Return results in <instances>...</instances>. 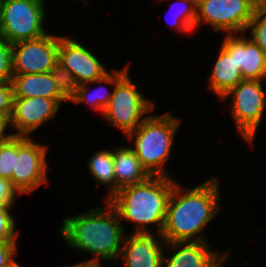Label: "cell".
Returning a JSON list of instances; mask_svg holds the SVG:
<instances>
[{
	"label": "cell",
	"mask_w": 266,
	"mask_h": 267,
	"mask_svg": "<svg viewBox=\"0 0 266 267\" xmlns=\"http://www.w3.org/2000/svg\"><path fill=\"white\" fill-rule=\"evenodd\" d=\"M154 102L146 99L136 89L128 71L114 84L112 97L103 115L114 127L126 135L135 130L145 119V114L155 108ZM144 117V118H142Z\"/></svg>",
	"instance_id": "8992f818"
},
{
	"label": "cell",
	"mask_w": 266,
	"mask_h": 267,
	"mask_svg": "<svg viewBox=\"0 0 266 267\" xmlns=\"http://www.w3.org/2000/svg\"><path fill=\"white\" fill-rule=\"evenodd\" d=\"M68 267H102L100 263L98 262H93V261H83L81 263H78L76 265H71Z\"/></svg>",
	"instance_id": "4dcf8cb0"
},
{
	"label": "cell",
	"mask_w": 266,
	"mask_h": 267,
	"mask_svg": "<svg viewBox=\"0 0 266 267\" xmlns=\"http://www.w3.org/2000/svg\"><path fill=\"white\" fill-rule=\"evenodd\" d=\"M248 29H251V39L266 54V1L255 6Z\"/></svg>",
	"instance_id": "44dd1931"
},
{
	"label": "cell",
	"mask_w": 266,
	"mask_h": 267,
	"mask_svg": "<svg viewBox=\"0 0 266 267\" xmlns=\"http://www.w3.org/2000/svg\"><path fill=\"white\" fill-rule=\"evenodd\" d=\"M48 147L35 143L28 136H17V155L12 170V186L18 194H27L47 183Z\"/></svg>",
	"instance_id": "30bf717a"
},
{
	"label": "cell",
	"mask_w": 266,
	"mask_h": 267,
	"mask_svg": "<svg viewBox=\"0 0 266 267\" xmlns=\"http://www.w3.org/2000/svg\"><path fill=\"white\" fill-rule=\"evenodd\" d=\"M178 3L181 7H177H180L181 9H179V12L176 14L177 16H175L176 18L172 21L175 24H172V26L174 25L178 28L177 31L181 30L182 32H191L195 29L197 0H179L174 2L171 7L176 4L179 5Z\"/></svg>",
	"instance_id": "7402d4cb"
},
{
	"label": "cell",
	"mask_w": 266,
	"mask_h": 267,
	"mask_svg": "<svg viewBox=\"0 0 266 267\" xmlns=\"http://www.w3.org/2000/svg\"><path fill=\"white\" fill-rule=\"evenodd\" d=\"M175 183L171 177L150 176L141 183L120 188L107 201L119 220L137 223L134 233H152L147 225L157 224L156 231L160 235Z\"/></svg>",
	"instance_id": "3957f363"
},
{
	"label": "cell",
	"mask_w": 266,
	"mask_h": 267,
	"mask_svg": "<svg viewBox=\"0 0 266 267\" xmlns=\"http://www.w3.org/2000/svg\"><path fill=\"white\" fill-rule=\"evenodd\" d=\"M14 98L46 97L54 99L59 105L67 101L60 93L50 72L14 74L12 79Z\"/></svg>",
	"instance_id": "e0dca14e"
},
{
	"label": "cell",
	"mask_w": 266,
	"mask_h": 267,
	"mask_svg": "<svg viewBox=\"0 0 266 267\" xmlns=\"http://www.w3.org/2000/svg\"><path fill=\"white\" fill-rule=\"evenodd\" d=\"M12 206L0 204V242H17L19 231L15 233V220L9 213Z\"/></svg>",
	"instance_id": "d4e9b609"
},
{
	"label": "cell",
	"mask_w": 266,
	"mask_h": 267,
	"mask_svg": "<svg viewBox=\"0 0 266 267\" xmlns=\"http://www.w3.org/2000/svg\"><path fill=\"white\" fill-rule=\"evenodd\" d=\"M88 84L89 83L78 85L77 96L72 100V103L74 102V103L79 104V103L85 102L86 104L91 105V107L95 111L96 110L101 111L103 114L105 107L108 105V102L112 97V92H111V94H110V92L108 94L105 91V94L103 92V94H104L103 95V94H101L102 90L98 89V91H94V93L92 92V94H89L90 92H88V88H87ZM102 89H103V87H102Z\"/></svg>",
	"instance_id": "603a6c76"
},
{
	"label": "cell",
	"mask_w": 266,
	"mask_h": 267,
	"mask_svg": "<svg viewBox=\"0 0 266 267\" xmlns=\"http://www.w3.org/2000/svg\"><path fill=\"white\" fill-rule=\"evenodd\" d=\"M262 80H242L229 90L221 100L233 95L231 113L237 129L248 143H253L266 107Z\"/></svg>",
	"instance_id": "ba28073f"
},
{
	"label": "cell",
	"mask_w": 266,
	"mask_h": 267,
	"mask_svg": "<svg viewBox=\"0 0 266 267\" xmlns=\"http://www.w3.org/2000/svg\"><path fill=\"white\" fill-rule=\"evenodd\" d=\"M104 202L107 210L95 207L76 217L65 218L60 229L70 246L91 253L93 259L90 261L98 263L100 259L111 261L119 258L125 238V229L117 212L107 200Z\"/></svg>",
	"instance_id": "7a4b0ae2"
},
{
	"label": "cell",
	"mask_w": 266,
	"mask_h": 267,
	"mask_svg": "<svg viewBox=\"0 0 266 267\" xmlns=\"http://www.w3.org/2000/svg\"><path fill=\"white\" fill-rule=\"evenodd\" d=\"M250 1L256 6L257 4L262 3L266 0H250Z\"/></svg>",
	"instance_id": "1f68e13d"
},
{
	"label": "cell",
	"mask_w": 266,
	"mask_h": 267,
	"mask_svg": "<svg viewBox=\"0 0 266 267\" xmlns=\"http://www.w3.org/2000/svg\"><path fill=\"white\" fill-rule=\"evenodd\" d=\"M254 8L250 0H197L195 27L207 23L215 32L245 33Z\"/></svg>",
	"instance_id": "9c48e42d"
},
{
	"label": "cell",
	"mask_w": 266,
	"mask_h": 267,
	"mask_svg": "<svg viewBox=\"0 0 266 267\" xmlns=\"http://www.w3.org/2000/svg\"><path fill=\"white\" fill-rule=\"evenodd\" d=\"M11 267H21V266L16 262Z\"/></svg>",
	"instance_id": "d6a6232c"
},
{
	"label": "cell",
	"mask_w": 266,
	"mask_h": 267,
	"mask_svg": "<svg viewBox=\"0 0 266 267\" xmlns=\"http://www.w3.org/2000/svg\"><path fill=\"white\" fill-rule=\"evenodd\" d=\"M215 62L209 77V89L222 98L243 80L241 71L234 61V34L226 35Z\"/></svg>",
	"instance_id": "9a60e30c"
},
{
	"label": "cell",
	"mask_w": 266,
	"mask_h": 267,
	"mask_svg": "<svg viewBox=\"0 0 266 267\" xmlns=\"http://www.w3.org/2000/svg\"><path fill=\"white\" fill-rule=\"evenodd\" d=\"M50 74L56 82L61 95L67 100L72 101L78 92V83L73 74L58 61L50 70Z\"/></svg>",
	"instance_id": "ffe728a7"
},
{
	"label": "cell",
	"mask_w": 266,
	"mask_h": 267,
	"mask_svg": "<svg viewBox=\"0 0 266 267\" xmlns=\"http://www.w3.org/2000/svg\"><path fill=\"white\" fill-rule=\"evenodd\" d=\"M58 61L73 74L78 85L94 82L114 85L129 71L126 66L123 70H115L114 73H109L88 48L65 36H60Z\"/></svg>",
	"instance_id": "52a82bcc"
},
{
	"label": "cell",
	"mask_w": 266,
	"mask_h": 267,
	"mask_svg": "<svg viewBox=\"0 0 266 267\" xmlns=\"http://www.w3.org/2000/svg\"><path fill=\"white\" fill-rule=\"evenodd\" d=\"M12 44L0 36V82H12L13 79Z\"/></svg>",
	"instance_id": "484cf974"
},
{
	"label": "cell",
	"mask_w": 266,
	"mask_h": 267,
	"mask_svg": "<svg viewBox=\"0 0 266 267\" xmlns=\"http://www.w3.org/2000/svg\"><path fill=\"white\" fill-rule=\"evenodd\" d=\"M113 163L116 192L122 187L141 183L151 176L142 166L131 147L122 146L114 149Z\"/></svg>",
	"instance_id": "ac0fdd59"
},
{
	"label": "cell",
	"mask_w": 266,
	"mask_h": 267,
	"mask_svg": "<svg viewBox=\"0 0 266 267\" xmlns=\"http://www.w3.org/2000/svg\"><path fill=\"white\" fill-rule=\"evenodd\" d=\"M152 233H132L124 238L119 259L124 267H162L163 266V239L162 244Z\"/></svg>",
	"instance_id": "4fadbf2b"
},
{
	"label": "cell",
	"mask_w": 266,
	"mask_h": 267,
	"mask_svg": "<svg viewBox=\"0 0 266 267\" xmlns=\"http://www.w3.org/2000/svg\"><path fill=\"white\" fill-rule=\"evenodd\" d=\"M60 105L46 97L14 98L11 126L15 136H26L57 114Z\"/></svg>",
	"instance_id": "7c38bea8"
},
{
	"label": "cell",
	"mask_w": 266,
	"mask_h": 267,
	"mask_svg": "<svg viewBox=\"0 0 266 267\" xmlns=\"http://www.w3.org/2000/svg\"><path fill=\"white\" fill-rule=\"evenodd\" d=\"M219 189L218 178L215 177L184 191V194H182L181 186L175 183L168 201L165 223L159 239H163L166 243L207 242L200 232L219 210Z\"/></svg>",
	"instance_id": "6da1fadb"
},
{
	"label": "cell",
	"mask_w": 266,
	"mask_h": 267,
	"mask_svg": "<svg viewBox=\"0 0 266 267\" xmlns=\"http://www.w3.org/2000/svg\"><path fill=\"white\" fill-rule=\"evenodd\" d=\"M88 169L99 184L110 187L106 200L116 193L113 151L100 150L90 157Z\"/></svg>",
	"instance_id": "d6986e66"
},
{
	"label": "cell",
	"mask_w": 266,
	"mask_h": 267,
	"mask_svg": "<svg viewBox=\"0 0 266 267\" xmlns=\"http://www.w3.org/2000/svg\"><path fill=\"white\" fill-rule=\"evenodd\" d=\"M15 155H17V136L0 143V177L9 180L11 184Z\"/></svg>",
	"instance_id": "cb8c5ba5"
},
{
	"label": "cell",
	"mask_w": 266,
	"mask_h": 267,
	"mask_svg": "<svg viewBox=\"0 0 266 267\" xmlns=\"http://www.w3.org/2000/svg\"><path fill=\"white\" fill-rule=\"evenodd\" d=\"M165 244L179 250L175 251L170 259L163 255L162 267H222L223 262L228 258V252L220 256L217 251H212L207 242L177 241Z\"/></svg>",
	"instance_id": "5bb4252c"
},
{
	"label": "cell",
	"mask_w": 266,
	"mask_h": 267,
	"mask_svg": "<svg viewBox=\"0 0 266 267\" xmlns=\"http://www.w3.org/2000/svg\"><path fill=\"white\" fill-rule=\"evenodd\" d=\"M14 91L12 82H0V112L11 117Z\"/></svg>",
	"instance_id": "4316f807"
},
{
	"label": "cell",
	"mask_w": 266,
	"mask_h": 267,
	"mask_svg": "<svg viewBox=\"0 0 266 267\" xmlns=\"http://www.w3.org/2000/svg\"><path fill=\"white\" fill-rule=\"evenodd\" d=\"M18 191L12 186L11 182L7 179L0 177V204L13 205L15 196Z\"/></svg>",
	"instance_id": "f1b7e54d"
},
{
	"label": "cell",
	"mask_w": 266,
	"mask_h": 267,
	"mask_svg": "<svg viewBox=\"0 0 266 267\" xmlns=\"http://www.w3.org/2000/svg\"><path fill=\"white\" fill-rule=\"evenodd\" d=\"M11 124V117L8 114L0 112V143L8 141L15 136V133L10 135H5V129L8 125Z\"/></svg>",
	"instance_id": "f546056e"
},
{
	"label": "cell",
	"mask_w": 266,
	"mask_h": 267,
	"mask_svg": "<svg viewBox=\"0 0 266 267\" xmlns=\"http://www.w3.org/2000/svg\"><path fill=\"white\" fill-rule=\"evenodd\" d=\"M234 61L243 80L266 79V54L251 38L234 35Z\"/></svg>",
	"instance_id": "2e32d148"
},
{
	"label": "cell",
	"mask_w": 266,
	"mask_h": 267,
	"mask_svg": "<svg viewBox=\"0 0 266 267\" xmlns=\"http://www.w3.org/2000/svg\"><path fill=\"white\" fill-rule=\"evenodd\" d=\"M17 242H0V267H11L15 262L14 255Z\"/></svg>",
	"instance_id": "83f0119b"
},
{
	"label": "cell",
	"mask_w": 266,
	"mask_h": 267,
	"mask_svg": "<svg viewBox=\"0 0 266 267\" xmlns=\"http://www.w3.org/2000/svg\"><path fill=\"white\" fill-rule=\"evenodd\" d=\"M44 0H0V36L15 44L47 34Z\"/></svg>",
	"instance_id": "5b68a950"
},
{
	"label": "cell",
	"mask_w": 266,
	"mask_h": 267,
	"mask_svg": "<svg viewBox=\"0 0 266 267\" xmlns=\"http://www.w3.org/2000/svg\"><path fill=\"white\" fill-rule=\"evenodd\" d=\"M59 45L60 36L49 34L12 44L13 74L50 72L58 62Z\"/></svg>",
	"instance_id": "8fae6325"
},
{
	"label": "cell",
	"mask_w": 266,
	"mask_h": 267,
	"mask_svg": "<svg viewBox=\"0 0 266 267\" xmlns=\"http://www.w3.org/2000/svg\"><path fill=\"white\" fill-rule=\"evenodd\" d=\"M180 122L170 112L159 116L150 114L126 135L130 141L135 139L132 150L151 176L170 177L165 172L164 165L168 161Z\"/></svg>",
	"instance_id": "277c9868"
}]
</instances>
